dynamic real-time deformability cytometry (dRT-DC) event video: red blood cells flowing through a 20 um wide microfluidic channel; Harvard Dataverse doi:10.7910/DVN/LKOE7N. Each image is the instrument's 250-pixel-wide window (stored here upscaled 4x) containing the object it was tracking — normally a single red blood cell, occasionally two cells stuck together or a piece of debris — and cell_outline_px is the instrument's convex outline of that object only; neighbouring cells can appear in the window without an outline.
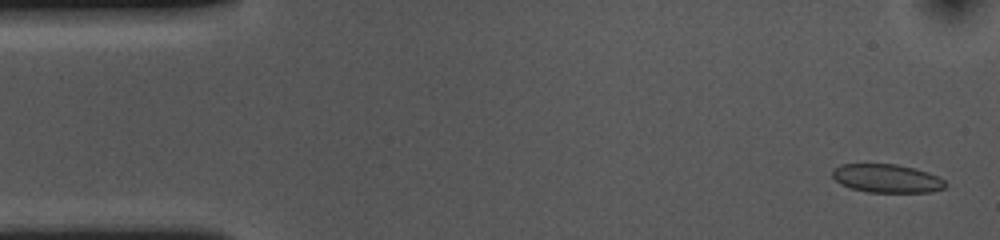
{"species": "common noctule bat (a hibernating species)", "species_latin": "Nyctalus noctula", "temperature_condition": "cold", "stored_images_in_passage": 54, "camera_frame_rate_fps": 3000, "um_per_image_px": 0.085, "animal": {"sex": "female", "body_mass_g": 10.0, "forearm_length_mm": 53.1}, "frame": {"image": 1, "passage_image": 2, "time_ms": 0.333, "image_size_px": [1000, 240], "cell_outline_px": [[948, 184], [944, 188], [932, 192], [868, 192], [848, 188], [840, 184], [832, 176], [832, 168], [840, 164], [896, 164], [928, 172], [944, 180]], "centroid_in_image_um": [75.35, 15.17], "position_along_channel_um": 9.7, "area_um2": 18.84}}
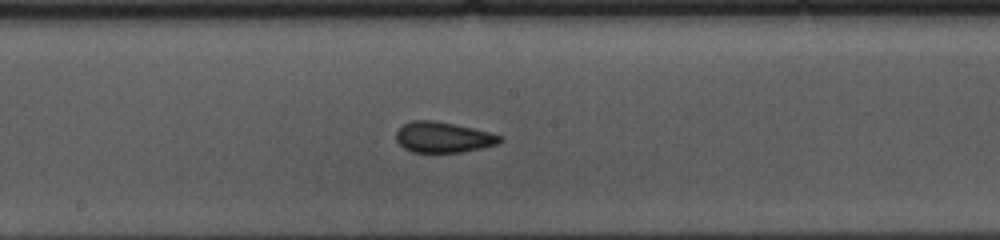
{"frame": {"image": 2, "passage_image": 27, "time_ms": 8.667, "image_size_px": [1000, 240], "cell_outline_px": [[504, 140], [500, 144], [460, 152], [412, 152], [404, 148], [396, 140], [396, 132], [404, 124], [412, 120], [432, 120], [472, 128], [504, 136]], "centroid_in_image_um": [37.69, 11.67], "position_along_channel_um": 210.5, "area_um2": 18.44}}
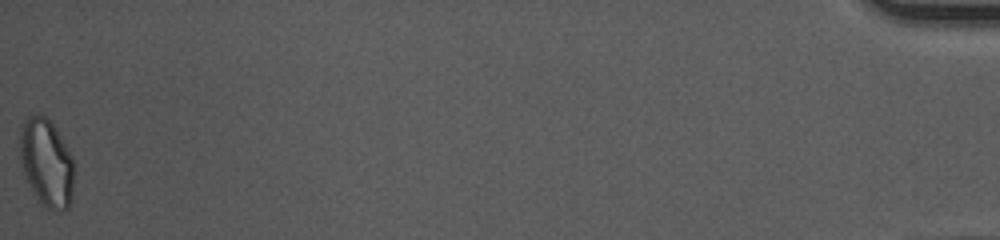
{"frame": {"image": 3, "passage_image": 54, "time_ms": 17.667, "image_size_px": [1000, 240], "cell_outline_px": [[76, 168], [72, 200], [68, 208], [64, 212], [48, 212], [28, 188], [24, 176], [20, 160], [20, 128], [24, 120], [28, 116], [44, 116], [52, 124], [60, 136], [72, 156]], "centroid_in_image_um": [3.98, 13.95], "position_along_channel_um": 431.2, "area_um2": 28.61}, "authors_computed_cell_mechanics": {"area_um2": 18.9584, "velocity_mm_per_s": 3.6307, "shape_relaxation_time_tau1_ms": 5.5004, "shape_relaxation_time_tau2_ms": 1.3729, "deformation_change_tau1": 0.1062, "deformation_change_tau2": 0.0634}}